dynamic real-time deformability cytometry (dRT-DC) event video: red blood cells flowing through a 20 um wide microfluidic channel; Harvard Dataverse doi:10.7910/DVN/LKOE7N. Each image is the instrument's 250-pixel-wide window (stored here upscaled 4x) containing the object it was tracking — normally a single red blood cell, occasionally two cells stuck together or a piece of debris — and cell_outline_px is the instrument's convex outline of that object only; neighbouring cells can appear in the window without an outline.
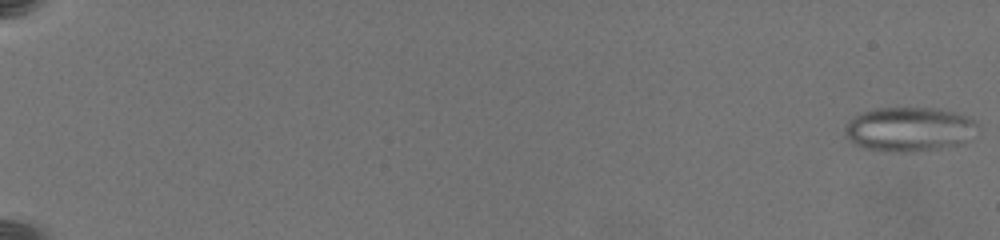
{"species": "common noctule bat (a hibernating species)", "species_latin": "Nyctalus noctula", "temperature_condition": "warm", "stored_images_in_passage": 33, "camera_frame_rate_fps": 3000, "um_per_image_px": 0.085, "animal": {"sex": "female", "body_mass_g": 19.5, "forearm_length_mm": 54.1}, "frame": {"image": 1, "passage_image": 1, "time_ms": 0.0, "image_size_px": [1000, 240], "cell_outline_px": [[980, 124], [976, 136], [972, 140], [964, 144], [940, 148], [912, 152], [900, 152], [860, 148], [852, 144], [844, 136], [844, 124], [848, 120], [860, 112], [876, 108], [936, 108], [968, 116]], "centroid_in_image_um": [77.3, 11.0], "position_along_channel_um": 7.7, "area_um2": 35.26}}
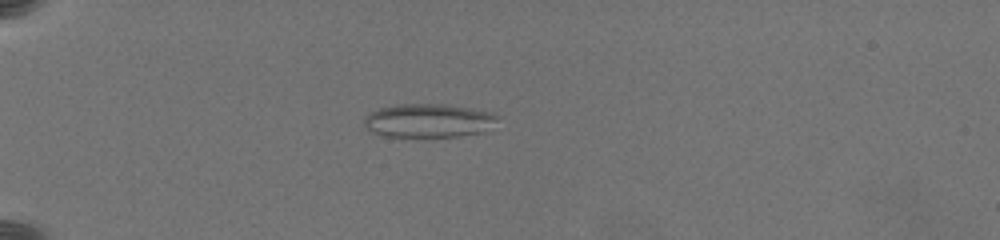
{"frame": {"image": 2, "passage_image": 22, "time_ms": 6.333, "image_size_px": [1000, 240], "cell_outline_px": [[500, 116], [484, 132], [460, 136], [384, 136], [368, 132], [364, 124], [364, 116], [368, 112], [376, 108], [400, 104], [444, 104], [472, 108], [492, 112]], "centroid_in_image_um": [36.37, 10.24], "position_along_channel_um": 48.6, "area_um2": 26.41}}
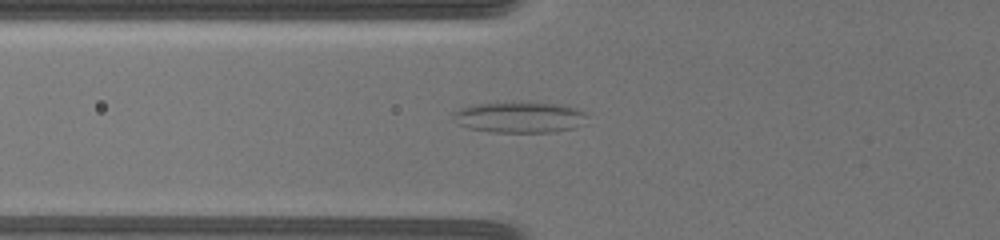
{"frame": {"image": 3, "passage_image": 28, "time_ms": 8.333, "image_size_px": [1000, 240], "cell_outline_px": [[584, 124], [572, 128], [552, 132], [492, 132], [468, 128], [456, 124], [452, 120], [452, 112], [460, 108], [472, 104], [516, 100], [564, 104], [576, 108], [584, 112]], "centroid_in_image_um": [44.09, 9.93], "position_along_channel_um": 81.7, "area_um2": 25.03}}